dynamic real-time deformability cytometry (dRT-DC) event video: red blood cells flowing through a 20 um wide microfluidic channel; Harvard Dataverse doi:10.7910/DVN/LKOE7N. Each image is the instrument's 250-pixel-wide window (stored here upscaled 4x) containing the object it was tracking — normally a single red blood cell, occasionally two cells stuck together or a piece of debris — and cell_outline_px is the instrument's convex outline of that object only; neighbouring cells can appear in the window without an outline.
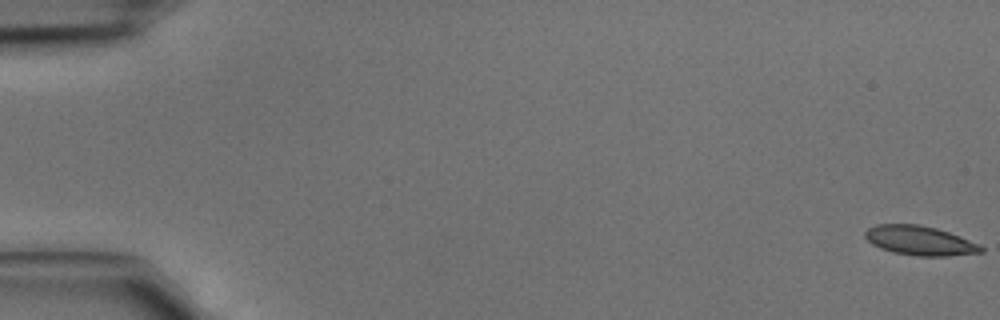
{"species": "common noctule bat (a hibernating species)", "species_latin": "Nyctalus noctula", "temperature_condition": "cold", "stored_images_in_passage": 46, "camera_frame_rate_fps": 3000, "um_per_image_px": 0.085, "animal": {"sex": "male", "body_mass_g": 15.6}, "frame": {"image": 1, "passage_image": 1, "time_ms": 0.0, "image_size_px": [1000, 320], "cell_outline_px": [[984, 252], [948, 256], [916, 256], [892, 252], [880, 248], [872, 244], [864, 236], [864, 232], [868, 228], [876, 224], [920, 224], [936, 228], [960, 236], [980, 244], [984, 248]], "centroid_in_image_um": [78.19, 20.45], "position_along_channel_um": 6.8, "area_um2": 20.0}}
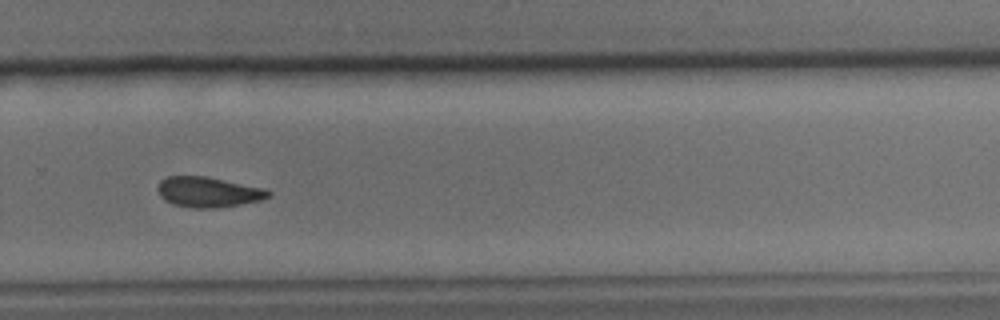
{"frame": {"image": 2, "passage_image": 32, "time_ms": 10.333, "image_size_px": [1000, 320], "cell_outline_px": [[272, 192], [268, 196], [260, 200], [240, 204], [216, 208], [192, 208], [172, 204], [164, 200], [160, 196], [156, 188], [160, 180], [168, 176], [204, 176], [264, 188]], "centroid_in_image_um": [17.64, 16.33], "position_along_channel_um": 312.2, "area_um2": 19.48}}
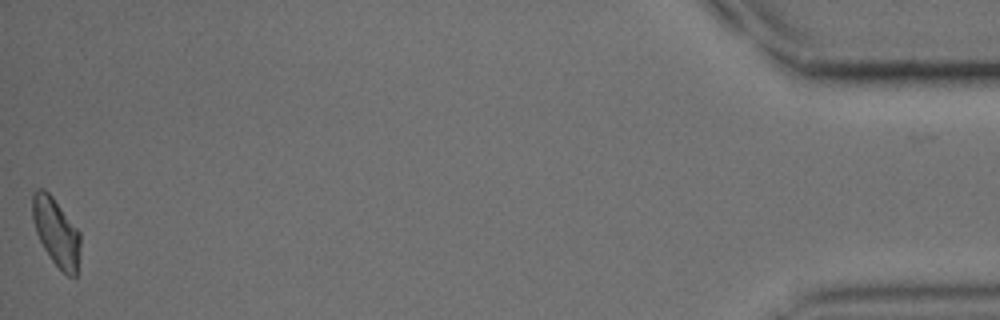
{"frame": {"image": 3, "passage_image": 46, "time_ms": 15.0, "image_size_px": [1000, 320], "cell_outline_px": [[80, 248], [76, 276], [68, 276], [52, 260], [44, 248], [36, 232], [32, 220], [32, 196], [36, 188], [44, 188], [52, 196], [80, 232]], "centroid_in_image_um": [4.76, 19.69], "position_along_channel_um": 430.4, "area_um2": 18.79}}